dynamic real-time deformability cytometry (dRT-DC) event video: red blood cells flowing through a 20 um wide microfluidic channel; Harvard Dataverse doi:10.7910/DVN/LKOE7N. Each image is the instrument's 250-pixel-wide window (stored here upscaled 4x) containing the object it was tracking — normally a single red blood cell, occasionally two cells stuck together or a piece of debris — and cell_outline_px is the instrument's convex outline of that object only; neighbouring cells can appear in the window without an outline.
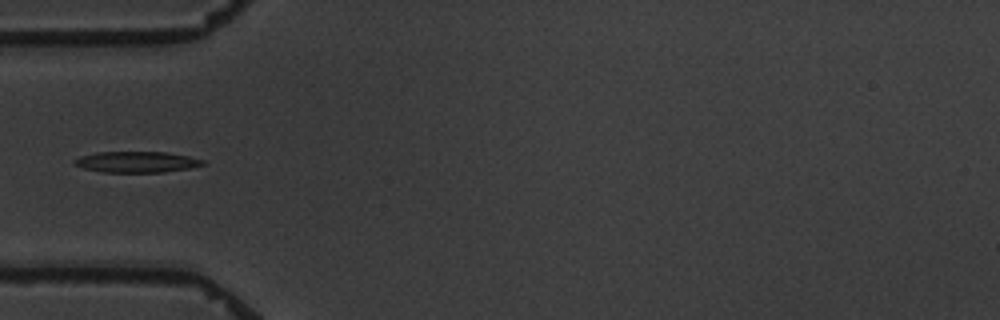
{"species": "common noctule bat (a hibernating species)", "species_latin": "Nyctalus noctula", "temperature_condition": "warm", "stored_images_in_passage": 6, "camera_frame_rate_fps": 3000, "um_per_image_px": 0.085, "animal": {"sex": "male", "body_mass_g": 19.5, "forearm_length_mm": 54.6}, "frame": {"image": 1, "passage_image": 2, "time_ms": 1.0, "image_size_px": [1000, 320], "cell_outline_px": [[204, 164], [188, 168], [164, 172], [100, 172], [84, 168], [72, 164], [72, 160], [80, 156], [96, 152], [164, 152], [188, 156], [204, 160]], "centroid_in_image_um": [11.54, 13.76], "position_along_channel_um": 73.5, "area_um2": 15.66}}
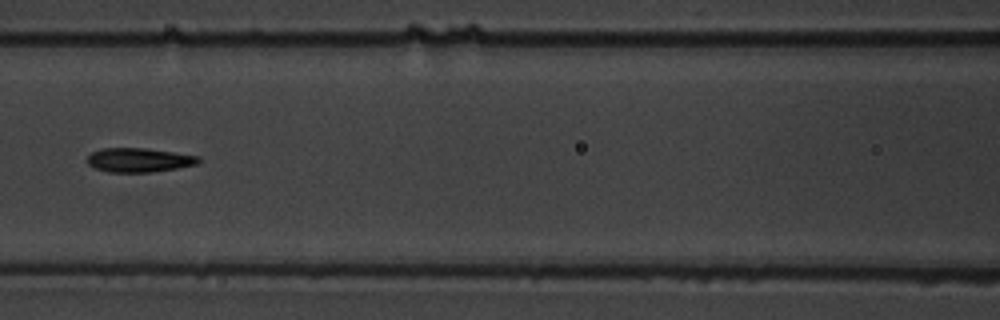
{"frame": {"image": 2, "passage_image": 4, "time_ms": 3.333, "image_size_px": [1000, 320], "cell_outline_px": [[200, 160], [196, 164], [176, 168], [152, 172], [108, 172], [96, 168], [88, 164], [88, 156], [92, 152], [100, 148], [148, 148], [200, 156]], "centroid_in_image_um": [11.81, 13.59], "position_along_channel_um": 154.8, "area_um2": 15.61}}
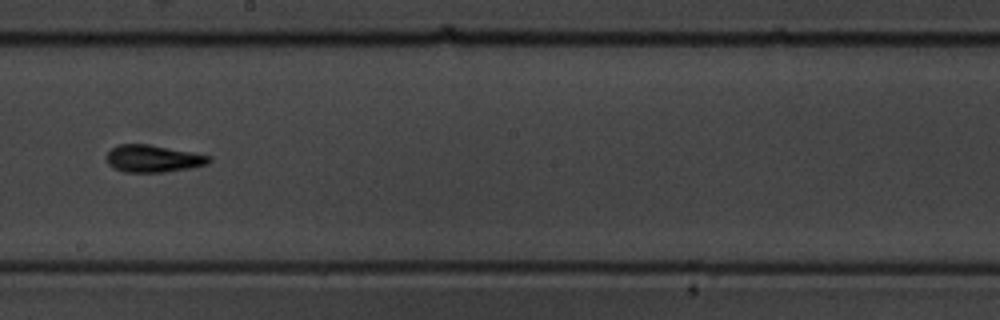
{"frame": {"image": 3, "passage_image": 6, "time_ms": 5.667, "image_size_px": [1000, 320], "cell_outline_px": [[212, 160], [208, 164], [188, 168], [164, 172], [124, 172], [112, 168], [108, 164], [104, 156], [112, 148], [120, 144], [148, 144], [192, 152], [212, 156]], "centroid_in_image_um": [12.99, 13.48], "position_along_channel_um": 235.2, "area_um2": 16.36}}